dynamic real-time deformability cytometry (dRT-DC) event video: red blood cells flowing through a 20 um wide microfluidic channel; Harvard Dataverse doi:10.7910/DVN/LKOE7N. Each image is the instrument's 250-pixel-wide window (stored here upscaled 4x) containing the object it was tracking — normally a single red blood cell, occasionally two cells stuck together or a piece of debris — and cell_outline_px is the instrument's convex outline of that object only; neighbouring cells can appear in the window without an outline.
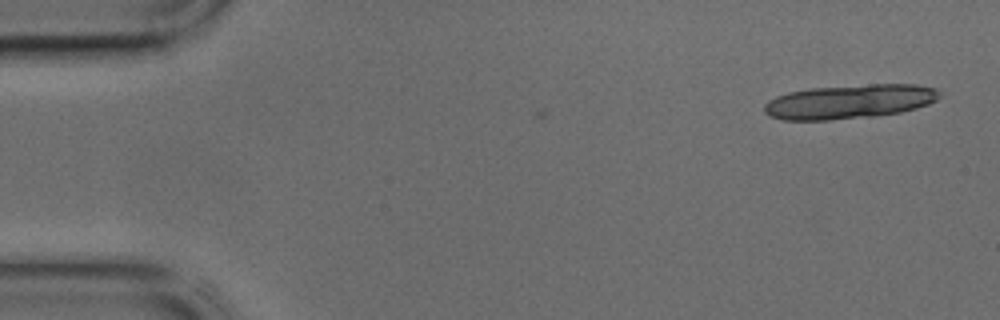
{"species": "common noctule bat (a hibernating species)", "species_latin": "Nyctalus noctula", "temperature_condition": "cold", "stored_images_in_passage": 2, "camera_frame_rate_fps": 3000, "um_per_image_px": 0.085, "animal": {"sex": "male", "body_mass_g": 17.9, "forearm_length_mm": 54.2}, "frame": {"image": 1, "passage_image": 2, "time_ms": 0.333, "image_size_px": [1000, 320], "cell_outline_px": [[940, 96], [936, 100], [928, 104], [916, 108], [900, 112], [872, 116], [828, 120], [784, 120], [768, 116], [764, 112], [764, 104], [768, 100], [776, 96], [788, 92], [812, 88], [872, 84], [916, 84], [936, 88], [940, 92]], "centroid_in_image_um": [72.19, 8.63], "position_along_channel_um": 12.8, "area_um2": 34.91}}